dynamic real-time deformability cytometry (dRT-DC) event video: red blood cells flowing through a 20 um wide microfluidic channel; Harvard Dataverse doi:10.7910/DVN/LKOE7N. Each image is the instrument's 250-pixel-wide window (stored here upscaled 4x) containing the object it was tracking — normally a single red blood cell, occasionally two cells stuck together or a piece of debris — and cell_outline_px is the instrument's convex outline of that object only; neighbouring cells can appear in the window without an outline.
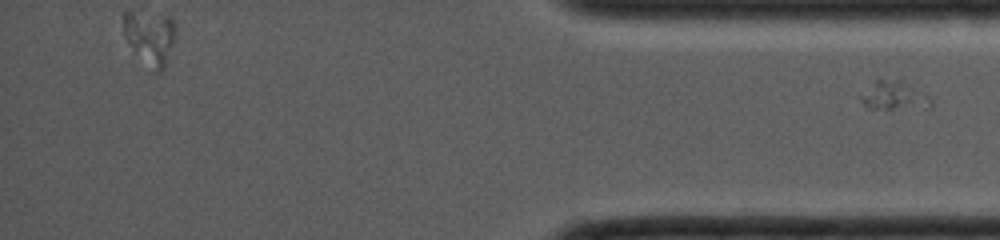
{"species": "common noctule bat (a hibernating species)", "species_latin": "Nyctalus noctula", "temperature_condition": "cold", "stored_images_in_passage": 33, "segment_of_instrument_passage": [2, 2], "camera_frame_rate_fps": 4000, "um_per_image_px": 0.085, "animal": {"sex": "female", "body_mass_g": 19.0, "forearm_length_mm": 53.3}, "frame": {"image": 1, "passage_image": 33, "time_ms": 8.0, "image_size_px": [1000, 240], "cell_outline_px": [[932, 108], [868, 108], [856, 96], [876, 80], [904, 80], [928, 96], [932, 104]], "centroid_in_image_um": [75.97, 8.13], "position_along_channel_um": 359.2, "area_um2": 11.73}}